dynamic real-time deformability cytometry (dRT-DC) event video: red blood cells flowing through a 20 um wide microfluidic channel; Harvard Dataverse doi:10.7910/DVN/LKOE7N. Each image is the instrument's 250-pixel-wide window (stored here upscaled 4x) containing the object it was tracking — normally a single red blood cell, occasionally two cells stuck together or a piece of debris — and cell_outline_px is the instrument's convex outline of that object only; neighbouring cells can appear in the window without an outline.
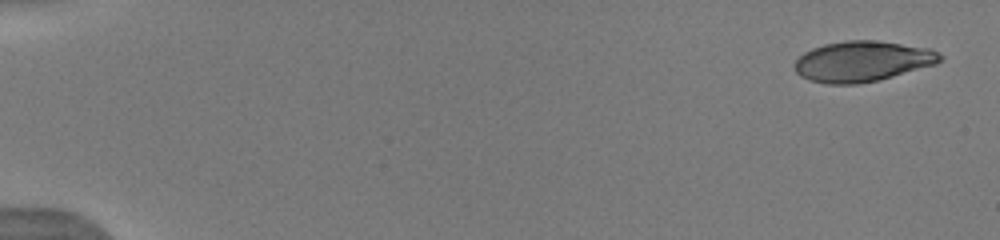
{"species": "human", "species_latin": "Homo sapiens", "temperature_condition": "warm", "stored_images_in_passage": 8, "camera_frame_rate_fps": 3000, "um_per_image_px": 0.085, "donor": {"sex": "male"}, "frame": {"image": 1, "passage_image": 1, "time_ms": 0.0, "image_size_px": [1000, 240], "cell_outline_px": [[944, 56], [936, 64], [892, 76], [876, 80], [856, 84], [828, 84], [808, 80], [800, 76], [796, 72], [792, 64], [804, 52], [812, 48], [824, 44], [844, 40], [876, 40], [932, 48]], "centroid_in_image_um": [73.28, 5.2], "position_along_channel_um": 11.7, "area_um2": 34.51}}
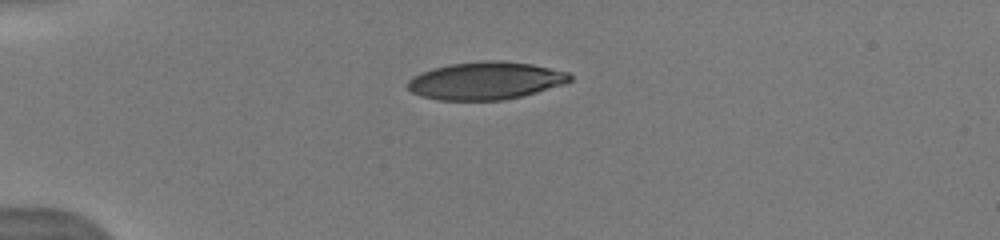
{"frame": {"image": 2, "passage_image": 7, "time_ms": 4.0, "image_size_px": [1000, 240], "cell_outline_px": [[572, 80], [564, 84], [536, 92], [504, 100], [440, 100], [420, 96], [412, 92], [408, 88], [408, 80], [412, 76], [420, 72], [432, 68], [452, 64], [480, 60], [500, 60], [532, 64], [568, 72], [572, 76]], "centroid_in_image_um": [41.26, 6.85], "position_along_channel_um": 43.7, "area_um2": 35.66}}